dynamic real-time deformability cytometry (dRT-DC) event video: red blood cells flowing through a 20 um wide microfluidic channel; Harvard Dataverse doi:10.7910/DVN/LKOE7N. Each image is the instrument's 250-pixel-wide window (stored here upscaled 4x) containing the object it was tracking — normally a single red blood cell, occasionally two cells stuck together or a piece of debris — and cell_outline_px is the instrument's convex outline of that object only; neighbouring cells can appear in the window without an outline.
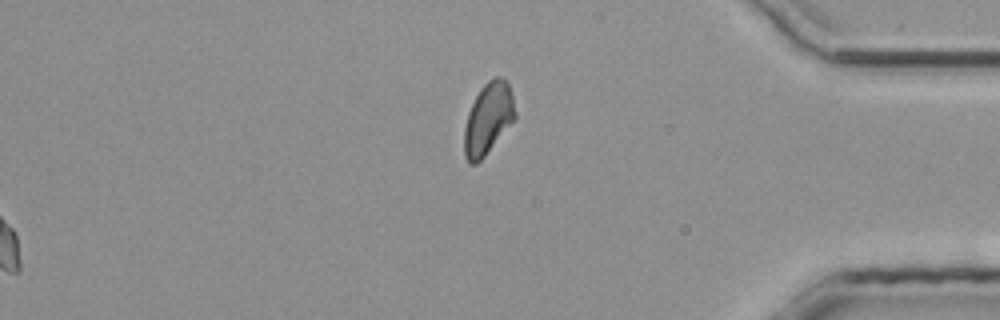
{"species": "common noctule bat (a hibernating species)", "species_latin": "Nyctalus noctula", "temperature_condition": "room temperature", "stored_images_in_passage": 34, "segment_of_instrument_passage": [2, 2], "camera_frame_rate_fps": 3000, "um_per_image_px": 0.085, "animal": {"sex": "male", "body_mass_g": 20.4}, "frame": {"image": 1, "passage_image": 34, "time_ms": 11.0, "image_size_px": [1000, 320], "cell_outline_px": [[516, 116], [484, 156], [476, 164], [468, 164], [464, 156], [464, 128], [468, 112], [480, 88], [488, 80], [496, 76], [504, 76], [508, 84], [512, 96], [516, 112]], "centroid_in_image_um": [41.47, 10.06], "position_along_channel_um": 393.7, "area_um2": 20.98}}